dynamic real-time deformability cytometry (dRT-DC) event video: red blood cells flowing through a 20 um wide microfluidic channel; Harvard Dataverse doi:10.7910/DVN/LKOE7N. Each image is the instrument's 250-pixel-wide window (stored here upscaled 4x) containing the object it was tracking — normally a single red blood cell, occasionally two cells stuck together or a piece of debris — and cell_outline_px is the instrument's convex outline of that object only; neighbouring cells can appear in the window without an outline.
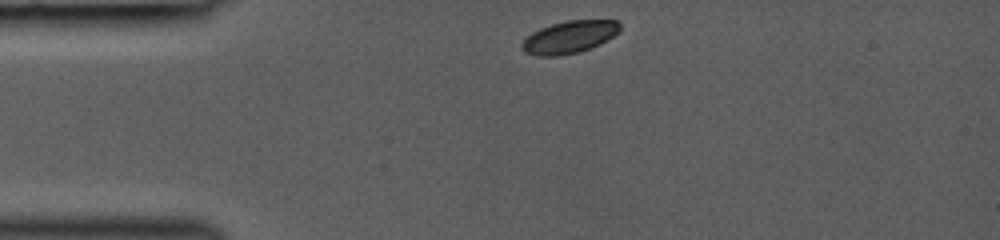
{"species": "common noctule bat (a hibernating species)", "species_latin": "Nyctalus noctula", "temperature_condition": "room temperature", "stored_images_in_passage": 31, "camera_frame_rate_fps": 3000, "um_per_image_px": 0.085, "animal": {"sex": "female", "body_mass_g": 19.0, "forearm_length_mm": 53.3}, "frame": {"image": 1, "passage_image": 1, "time_ms": 0.0, "image_size_px": [1000, 240], "cell_outline_px": [[620, 32], [600, 44], [580, 52], [556, 56], [536, 56], [524, 52], [520, 48], [520, 44], [532, 32], [540, 28], [552, 24], [568, 20], [616, 20], [620, 24]], "centroid_in_image_um": [48.38, 3.16], "position_along_channel_um": 36.6, "area_um2": 18.61}}
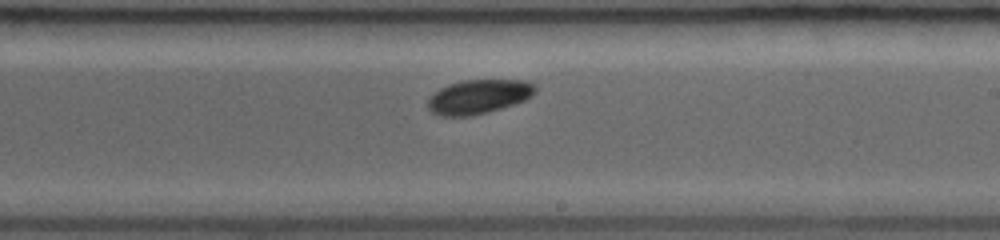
{"frame": {"image": 2, "passage_image": 18, "time_ms": 5.667, "image_size_px": [1000, 240], "cell_outline_px": [[536, 92], [532, 96], [524, 100], [488, 112], [472, 116], [440, 116], [432, 112], [428, 108], [428, 100], [432, 92], [448, 84], [460, 80], [524, 80], [536, 84]], "centroid_in_image_um": [40.66, 8.21], "position_along_channel_um": 248.3, "area_um2": 21.56}}
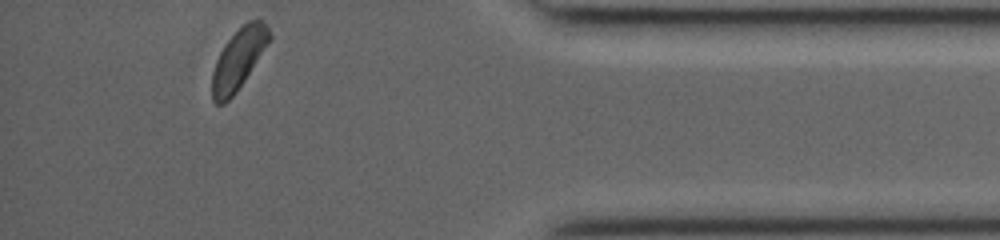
{"frame": {"image": 3, "passage_image": 31, "time_ms": 10.0, "image_size_px": [1000, 240], "cell_outline_px": [[272, 40], [236, 92], [224, 104], [216, 104], [212, 100], [212, 72], [216, 60], [224, 44], [248, 20], [260, 20], [268, 24], [272, 36]], "centroid_in_image_um": [20.3, 5.01], "position_along_channel_um": 414.9, "area_um2": 20.29}}